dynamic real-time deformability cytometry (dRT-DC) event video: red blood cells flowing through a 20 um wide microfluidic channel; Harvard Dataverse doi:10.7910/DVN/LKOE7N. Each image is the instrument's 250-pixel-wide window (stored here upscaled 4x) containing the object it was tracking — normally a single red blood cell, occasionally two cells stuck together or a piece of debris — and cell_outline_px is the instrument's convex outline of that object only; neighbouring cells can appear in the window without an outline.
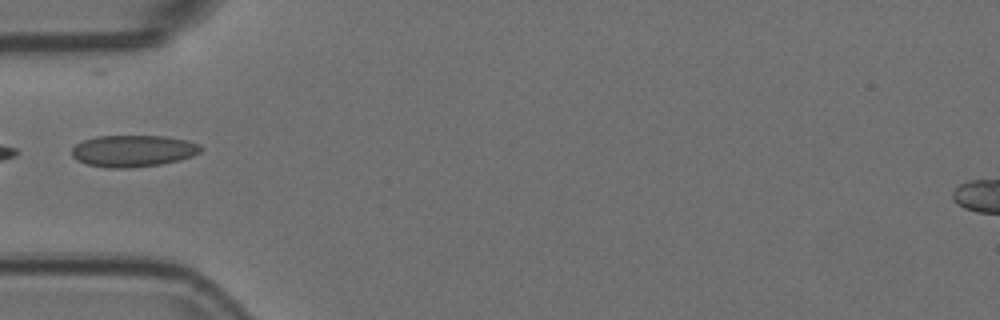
{"species": "Egyptian fruit bat (a non-hibernating species)", "species_latin": "Rousettus aegyptiacus", "temperature_condition": "room temperature", "stored_images_in_passage": 33, "camera_frame_rate_fps": 3000, "um_per_image_px": 0.085, "animal": {"sex": "female"}, "frame": {"image": 1, "passage_image": 1, "time_ms": 0.0, "image_size_px": [1000, 320], "cell_outline_px": [[204, 148], [200, 152], [192, 156], [180, 160], [160, 164], [128, 168], [104, 168], [88, 164], [76, 160], [72, 156], [72, 148], [76, 144], [84, 140], [96, 136], [164, 136], [184, 140], [200, 144]], "centroid_in_image_um": [11.31, 12.83], "position_along_channel_um": 73.7, "area_um2": 23.87}}
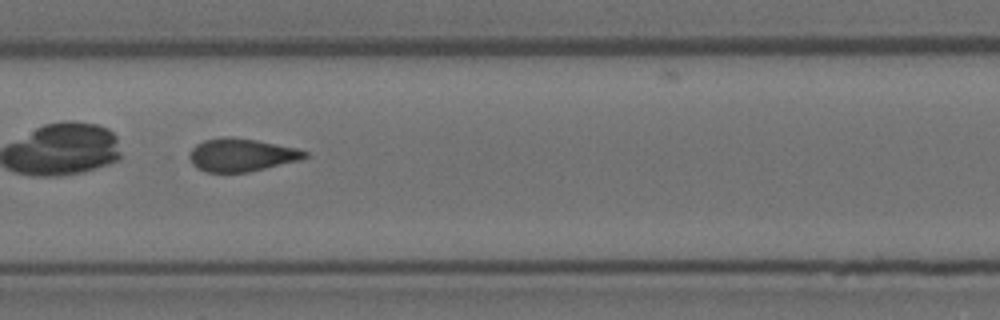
{"frame": {"image": 2, "passage_image": 10, "time_ms": 3.0, "image_size_px": [1000, 320], "cell_outline_px": [[308, 156], [300, 160], [248, 172], [204, 172], [196, 168], [192, 164], [188, 156], [192, 148], [196, 144], [204, 140], [224, 136], [232, 136], [256, 140], [296, 148], [308, 152]], "centroid_in_image_um": [20.48, 13.17], "position_along_channel_um": 186.9, "area_um2": 22.25}}